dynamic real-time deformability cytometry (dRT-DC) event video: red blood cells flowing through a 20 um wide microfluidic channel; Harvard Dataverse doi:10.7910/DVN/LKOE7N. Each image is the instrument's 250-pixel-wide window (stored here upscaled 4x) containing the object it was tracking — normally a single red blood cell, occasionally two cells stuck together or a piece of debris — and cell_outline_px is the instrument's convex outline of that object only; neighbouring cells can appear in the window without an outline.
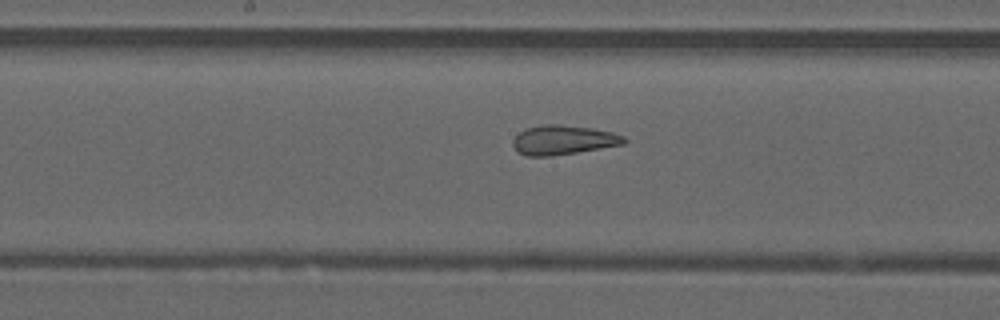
{"species": "common noctule bat (a hibernating species)", "species_latin": "Nyctalus noctula", "temperature_condition": "warm", "stored_images_in_passage": 18, "camera_frame_rate_fps": 3000, "um_per_image_px": 0.085, "animal": {"sex": "male", "forearm_length_mm": 52.5}, "frame": {"image": 1, "passage_image": 16, "time_ms": 5.0, "image_size_px": [1000, 320], "cell_outline_px": [[628, 140], [624, 144], [552, 156], [528, 156], [516, 152], [512, 144], [512, 140], [520, 132], [528, 128], [544, 124], [556, 124], [592, 128], [612, 132], [624, 136]], "centroid_in_image_um": [47.86, 11.9], "position_along_channel_um": 200.3, "area_um2": 18.96}}